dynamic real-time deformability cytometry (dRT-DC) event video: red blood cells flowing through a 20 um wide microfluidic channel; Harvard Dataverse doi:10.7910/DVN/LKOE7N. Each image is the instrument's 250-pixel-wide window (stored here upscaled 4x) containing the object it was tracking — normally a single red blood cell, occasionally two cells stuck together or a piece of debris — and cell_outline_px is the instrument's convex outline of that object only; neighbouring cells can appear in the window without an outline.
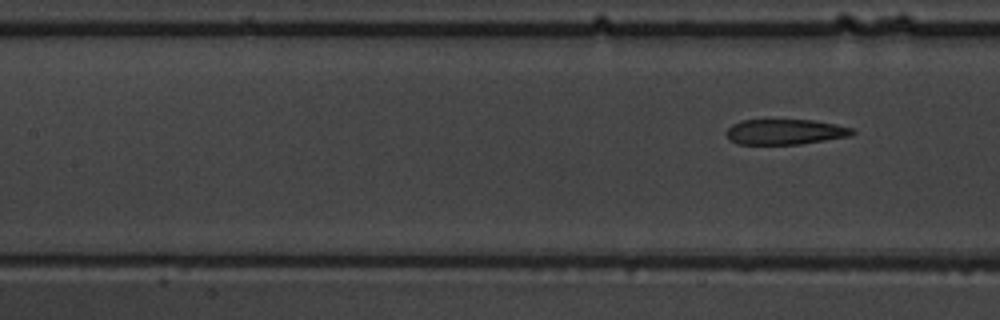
{"species": "common noctule bat (a hibernating species)", "species_latin": "Nyctalus noctula", "temperature_condition": "warm", "stored_images_in_passage": 7, "segment_of_instrument_passage": [2, 2], "camera_frame_rate_fps": 3000, "um_per_image_px": 0.085, "animal": {"sex": "male", "body_mass_g": 19.5, "forearm_length_mm": 54.6}, "frame": {"image": 1, "passage_image": 7, "time_ms": 7.667, "image_size_px": [1000, 320], "cell_outline_px": [[856, 132], [852, 136], [800, 144], [740, 144], [732, 140], [728, 136], [728, 128], [732, 124], [740, 120], [812, 120], [836, 124], [852, 128]], "centroid_in_image_um": [66.79, 11.2], "position_along_channel_um": 140.6, "area_um2": 18.5}}